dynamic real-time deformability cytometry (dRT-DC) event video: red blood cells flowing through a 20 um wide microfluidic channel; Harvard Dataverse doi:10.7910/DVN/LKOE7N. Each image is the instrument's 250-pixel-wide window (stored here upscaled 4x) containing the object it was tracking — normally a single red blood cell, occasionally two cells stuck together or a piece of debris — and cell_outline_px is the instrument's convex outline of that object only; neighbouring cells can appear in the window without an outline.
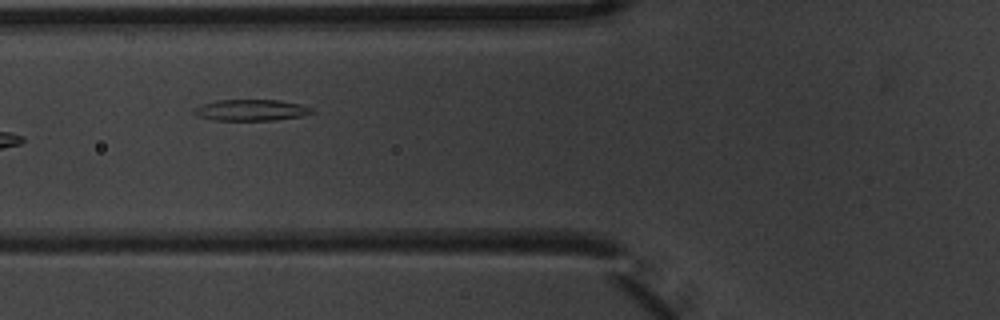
{"species": "common noctule bat (a hibernating species)", "species_latin": "Nyctalus noctula", "temperature_condition": "warm", "stored_images_in_passage": 12, "camera_frame_rate_fps": 3000, "um_per_image_px": 0.085, "animal": {"sex": "male", "body_mass_g": 20.1, "forearm_length_mm": 53.5}, "frame": {"image": 1, "passage_image": 3, "time_ms": 0.667, "image_size_px": [1000, 320], "cell_outline_px": [[312, 112], [300, 116], [276, 120], [212, 120], [200, 116], [192, 112], [192, 108], [216, 100], [280, 100], [300, 104], [312, 108]], "centroid_in_image_um": [21.31, 9.35], "position_along_channel_um": 104.5, "area_um2": 14.45}}
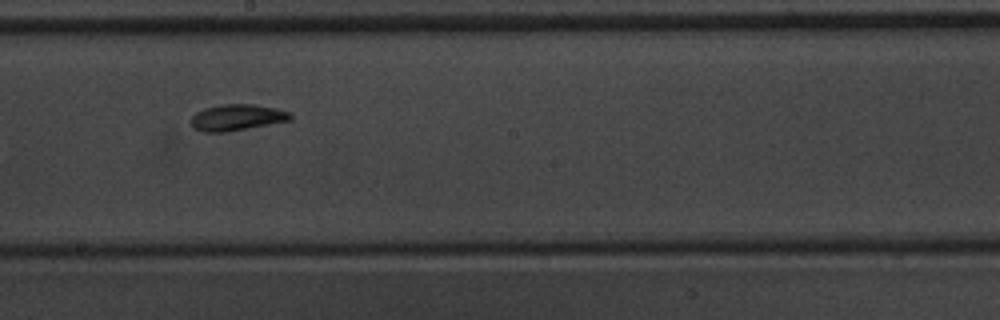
{"frame": {"image": 2, "passage_image": 6, "time_ms": 1.667, "image_size_px": [1000, 320], "cell_outline_px": [[292, 120], [228, 132], [204, 132], [196, 128], [192, 124], [192, 116], [196, 112], [204, 108], [220, 104], [252, 104], [276, 108], [288, 112], [292, 116]], "centroid_in_image_um": [20.15, 9.98], "position_along_channel_um": 228.0, "area_um2": 15.14}}
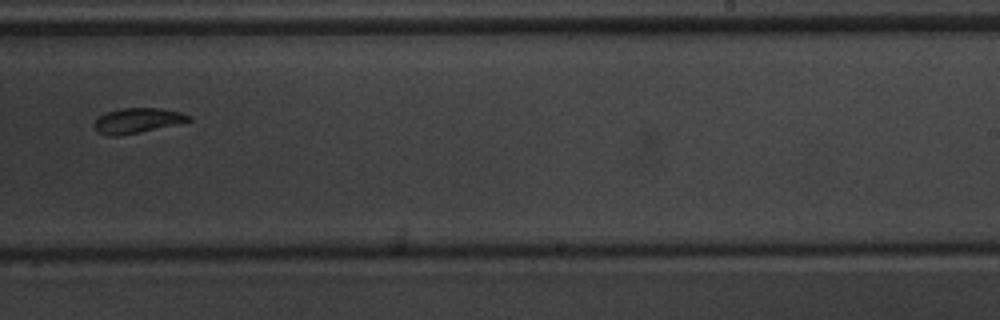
{"frame": {"image": 3, "passage_image": 7, "time_ms": 2.0, "image_size_px": [1000, 320], "cell_outline_px": [[192, 120], [140, 132], [116, 136], [108, 136], [96, 132], [92, 124], [100, 116], [108, 112], [120, 108], [160, 108], [180, 112], [192, 116]], "centroid_in_image_um": [11.64, 10.25], "position_along_channel_um": 277.4, "area_um2": 13.7}}